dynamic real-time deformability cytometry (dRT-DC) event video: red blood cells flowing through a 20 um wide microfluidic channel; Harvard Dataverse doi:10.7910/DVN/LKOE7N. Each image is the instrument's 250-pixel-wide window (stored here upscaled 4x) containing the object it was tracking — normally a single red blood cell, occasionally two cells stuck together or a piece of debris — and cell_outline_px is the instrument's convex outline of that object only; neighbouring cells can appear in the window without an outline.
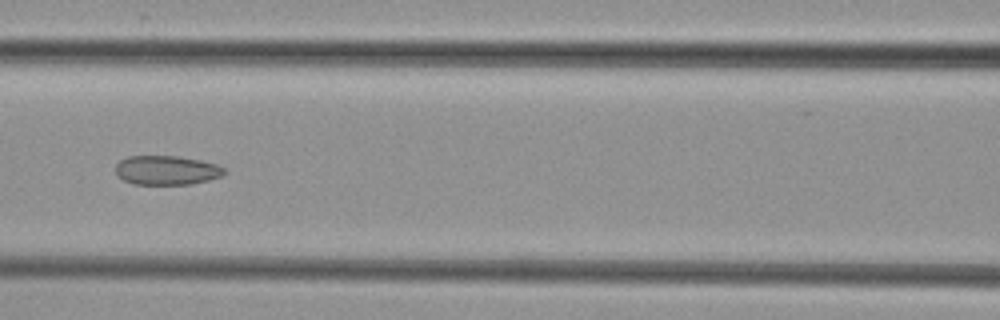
{"species": "common noctule bat (a hibernating species)", "species_latin": "Nyctalus noctula", "temperature_condition": "cold", "stored_images_in_passage": 6, "camera_frame_rate_fps": 3000, "um_per_image_px": 0.085, "animal": {"sex": "female", "body_mass_g": 29.2, "forearm_length_mm": 56.3}, "frame": {"image": 1, "passage_image": 6, "time_ms": 7.333, "image_size_px": [1000, 320], "cell_outline_px": [[224, 176], [192, 184], [132, 184], [116, 176], [116, 164], [120, 160], [128, 156], [176, 156], [200, 160], [216, 164], [224, 168]], "centroid_in_image_um": [14.14, 14.47], "position_along_channel_um": 152.5, "area_um2": 18.55}}